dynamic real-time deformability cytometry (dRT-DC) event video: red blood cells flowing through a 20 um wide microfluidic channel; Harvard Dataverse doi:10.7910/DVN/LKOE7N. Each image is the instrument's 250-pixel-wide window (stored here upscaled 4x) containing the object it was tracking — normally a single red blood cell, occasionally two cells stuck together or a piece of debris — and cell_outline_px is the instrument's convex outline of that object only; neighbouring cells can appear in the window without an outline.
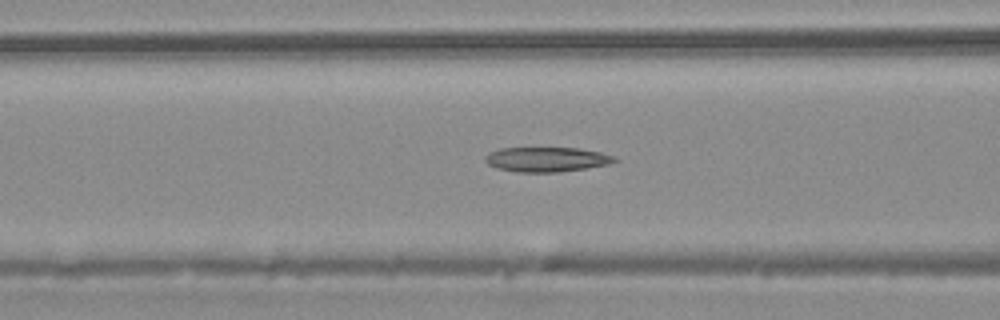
{"species": "common noctule bat (a hibernating species)", "species_latin": "Nyctalus noctula", "temperature_condition": "warm", "stored_images_in_passage": 32, "camera_frame_rate_fps": 3000, "um_per_image_px": 0.085, "animal": {"sex": "male", "body_mass_g": 20.4}, "frame": {"image": 1, "passage_image": 13, "time_ms": 4.0, "image_size_px": [1000, 320], "cell_outline_px": [[620, 160], [608, 164], [588, 168], [560, 172], [516, 172], [496, 168], [488, 164], [484, 160], [484, 156], [488, 152], [500, 148], [580, 148], [600, 152], [616, 156]], "centroid_in_image_um": [46.47, 13.55], "position_along_channel_um": 120.1, "area_um2": 18.9}}
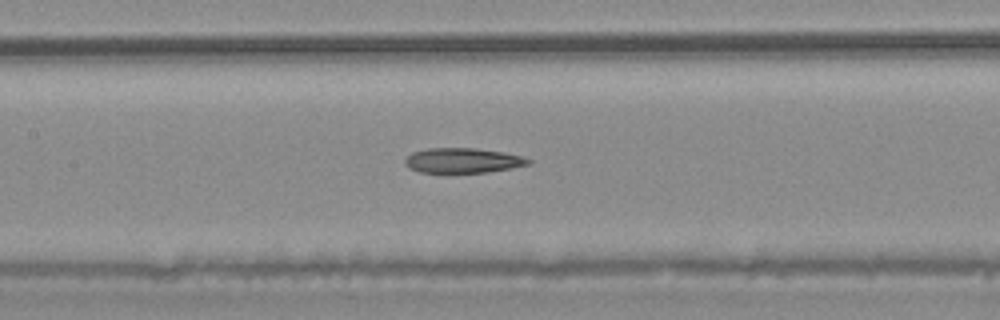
{"frame": {"image": 2, "passage_image": 16, "time_ms": 5.0, "image_size_px": [1000, 320], "cell_outline_px": [[532, 164], [512, 168], [488, 172], [420, 172], [408, 168], [404, 164], [404, 160], [412, 152], [428, 148], [472, 148], [504, 152], [520, 156], [532, 160]], "centroid_in_image_um": [39.34, 13.64], "position_along_channel_um": 168.1, "area_um2": 17.92}}
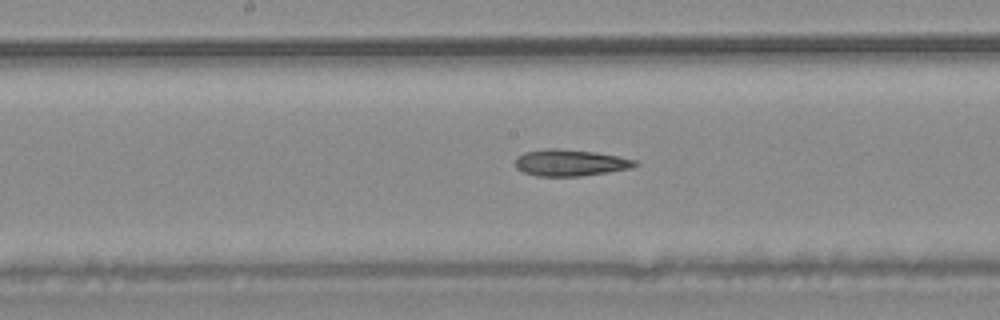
{"frame": {"image": 3, "passage_image": 18, "time_ms": 5.667, "image_size_px": [1000, 320], "cell_outline_px": [[640, 164], [632, 168], [608, 172], [580, 176], [536, 176], [524, 172], [516, 168], [516, 156], [524, 152], [548, 148], [556, 148], [596, 152], [620, 156], [636, 160]], "centroid_in_image_um": [48.49, 13.83], "position_along_channel_um": 199.7, "area_um2": 18.67}}